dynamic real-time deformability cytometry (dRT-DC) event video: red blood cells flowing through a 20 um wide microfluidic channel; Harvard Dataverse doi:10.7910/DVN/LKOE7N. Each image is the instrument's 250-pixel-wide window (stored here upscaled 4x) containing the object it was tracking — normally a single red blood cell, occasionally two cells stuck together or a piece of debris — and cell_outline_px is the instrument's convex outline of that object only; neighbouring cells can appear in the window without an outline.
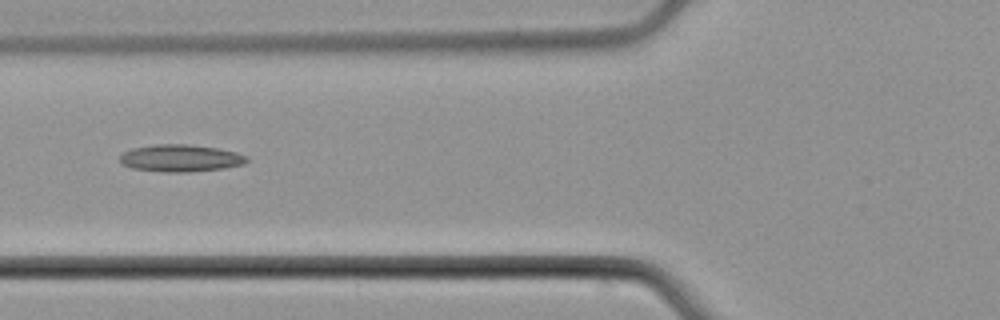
{"species": "common noctule bat (a hibernating species)", "species_latin": "Nyctalus noctula", "temperature_condition": "cold", "stored_images_in_passage": 6, "camera_frame_rate_fps": 3000, "um_per_image_px": 0.085, "animal": {"sex": "male", "body_mass_g": 21.5, "forearm_length_mm": 52.0}, "frame": {"image": 1, "passage_image": 6, "time_ms": 6.0, "image_size_px": [1000, 320], "cell_outline_px": [[248, 160], [244, 164], [224, 168], [188, 172], [164, 172], [132, 168], [124, 164], [120, 160], [120, 156], [124, 152], [132, 148], [156, 144], [188, 144], [216, 148], [236, 152], [248, 156]], "centroid_in_image_um": [15.37, 13.44], "position_along_channel_um": 110.4, "area_um2": 20.0}}